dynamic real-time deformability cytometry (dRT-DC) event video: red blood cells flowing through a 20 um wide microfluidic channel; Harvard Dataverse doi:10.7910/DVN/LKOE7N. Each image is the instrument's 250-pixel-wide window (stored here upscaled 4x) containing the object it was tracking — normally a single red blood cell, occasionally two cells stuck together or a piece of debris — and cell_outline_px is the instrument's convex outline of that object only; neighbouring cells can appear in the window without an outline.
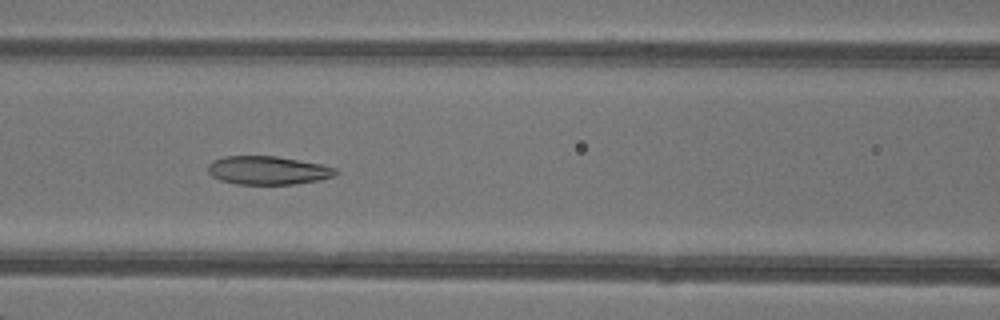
{"species": "common noctule bat (a hibernating species)", "species_latin": "Nyctalus noctula", "temperature_condition": "warm", "stored_images_in_passage": 39, "camera_frame_rate_fps": 3000, "um_per_image_px": 0.085, "animal": {"sex": "female"}, "frame": {"image": 1, "passage_image": 22, "time_ms": 7.0, "image_size_px": [1000, 320], "cell_outline_px": [[340, 172], [332, 176], [320, 180], [292, 184], [236, 184], [220, 180], [212, 176], [208, 172], [208, 164], [212, 160], [224, 156], [276, 156], [320, 164], [336, 168]], "centroid_in_image_um": [22.74, 14.48], "position_along_channel_um": 143.9, "area_um2": 21.15}}
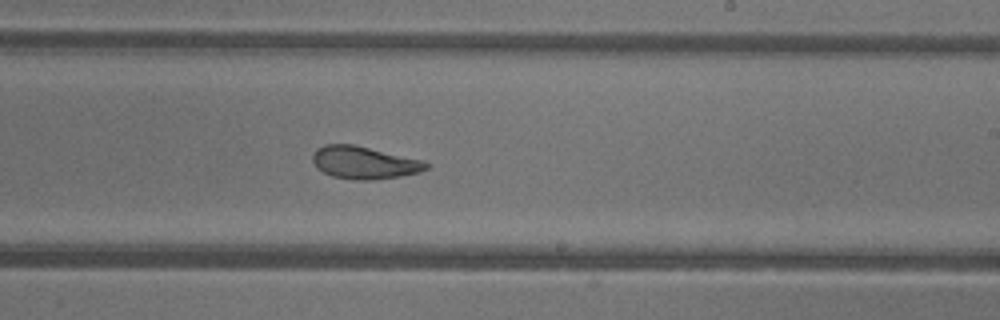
{"frame": {"image": 2, "passage_image": 30, "time_ms": 9.667, "image_size_px": [1000, 320], "cell_outline_px": [[428, 168], [420, 172], [400, 176], [376, 180], [352, 180], [332, 176], [316, 168], [312, 160], [312, 156], [316, 148], [324, 144], [352, 144], [424, 160], [428, 164]], "centroid_in_image_um": [30.94, 13.83], "position_along_channel_um": 258.1, "area_um2": 21.68}}
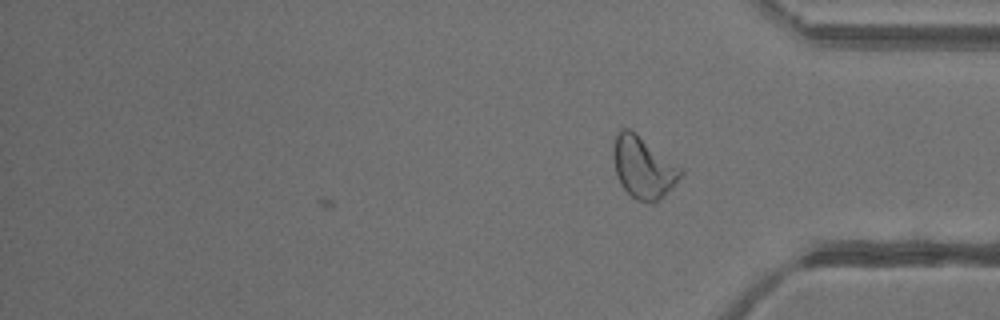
{"frame": {"image": 3, "passage_image": 39, "time_ms": 12.667, "image_size_px": [1000, 320], "cell_outline_px": [[684, 172], [672, 188], [660, 200], [652, 204], [636, 200], [620, 184], [616, 176], [612, 156], [612, 148], [616, 132], [620, 128], [628, 128], [636, 132], [684, 168]], "centroid_in_image_um": [54.68, 14.21], "position_along_channel_um": 380.5, "area_um2": 24.91}, "authors_computed_cell_mechanics": {"area_um2": 22.6576, "velocity_mm_per_s": 4.2938, "shape_relaxation_time_tau1_ms": 7.1502, "shape_relaxation_time_tau2_ms": 2.4537, "deformation_change_tau1": 0.2018, "deformation_change_tau2": 0.0804}}